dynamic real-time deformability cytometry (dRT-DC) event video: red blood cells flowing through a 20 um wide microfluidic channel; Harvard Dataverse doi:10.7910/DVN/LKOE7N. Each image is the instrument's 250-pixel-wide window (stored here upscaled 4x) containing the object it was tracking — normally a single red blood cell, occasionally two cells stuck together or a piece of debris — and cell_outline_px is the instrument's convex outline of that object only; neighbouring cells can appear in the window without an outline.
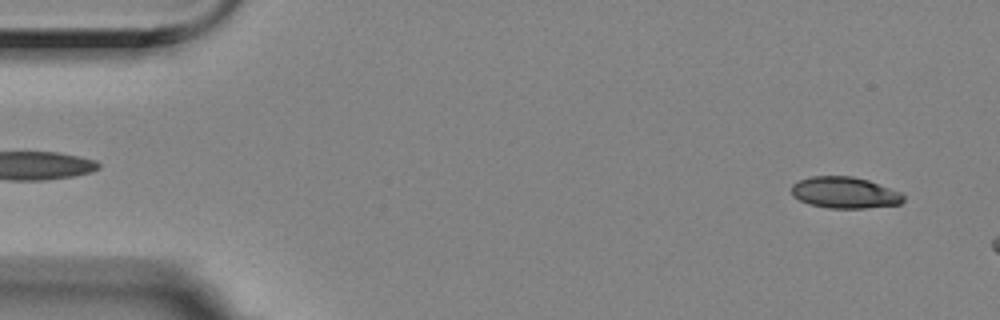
{"species": "Egyptian fruit bat (a non-hibernating species)", "species_latin": "Rousettus aegyptiacus", "temperature_condition": "room temperature", "stored_images_in_passage": 8, "camera_frame_rate_fps": 3000, "um_per_image_px": 0.085, "animal": {"sex": "female"}, "frame": {"image": 1, "passage_image": 1, "time_ms": 0.0, "image_size_px": [1000, 320], "cell_outline_px": [[904, 200], [900, 204], [864, 208], [828, 208], [808, 204], [792, 196], [792, 184], [800, 180], [812, 176], [852, 176], [868, 180], [900, 192], [904, 196]], "centroid_in_image_um": [71.78, 16.37], "position_along_channel_um": 13.2, "area_um2": 20.4}}